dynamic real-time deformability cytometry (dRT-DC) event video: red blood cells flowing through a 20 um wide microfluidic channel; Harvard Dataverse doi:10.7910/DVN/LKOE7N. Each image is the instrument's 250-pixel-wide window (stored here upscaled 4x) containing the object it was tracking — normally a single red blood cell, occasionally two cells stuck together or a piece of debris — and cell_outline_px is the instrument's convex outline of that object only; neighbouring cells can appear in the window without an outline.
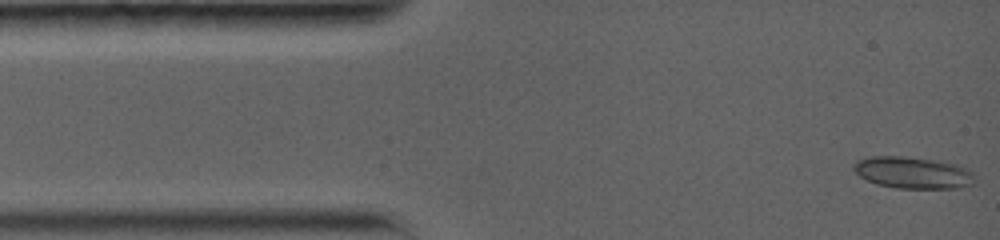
{"species": "common noctule bat (a hibernating species)", "species_latin": "Nyctalus noctula", "temperature_condition": "warm", "stored_images_in_passage": 71, "camera_frame_rate_fps": 5000, "um_per_image_px": 0.085, "animal": {"sex": "female", "body_mass_g": 19.0, "forearm_length_mm": 56.7}, "frame": {"image": 1, "passage_image": 1, "time_ms": 0.0, "image_size_px": [1000, 240], "cell_outline_px": [[972, 184], [960, 188], [896, 188], [876, 184], [860, 176], [852, 168], [852, 164], [856, 160], [868, 156], [900, 156], [940, 160], [956, 164], [968, 168], [972, 172]], "centroid_in_image_um": [77.56, 14.66], "position_along_channel_um": 7.4, "area_um2": 22.54}}
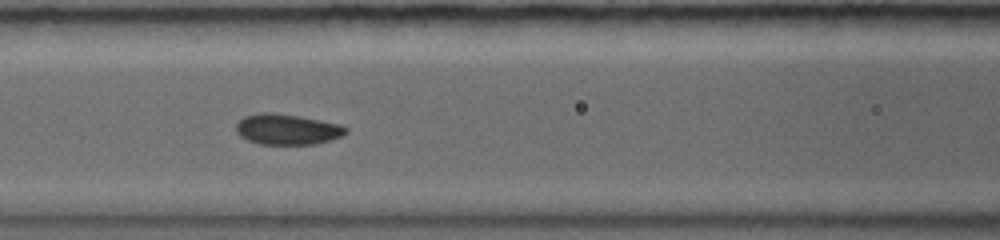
{"frame": {"image": 2, "passage_image": 28, "time_ms": 5.4, "image_size_px": [1000, 240], "cell_outline_px": [[348, 132], [340, 136], [328, 140], [312, 144], [260, 144], [248, 140], [240, 136], [236, 132], [236, 124], [244, 116], [260, 112], [268, 112], [300, 116], [340, 124], [348, 128]], "centroid_in_image_um": [24.39, 10.98], "position_along_channel_um": 142.2, "area_um2": 19.48}}
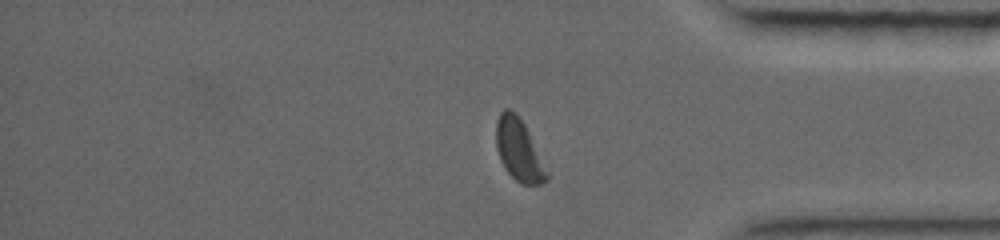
{"frame": {"image": 3, "passage_image": 62, "time_ms": 12.2, "image_size_px": [1000, 240], "cell_outline_px": [[548, 180], [540, 184], [520, 184], [504, 168], [500, 160], [496, 148], [496, 120], [500, 112], [504, 108], [508, 108], [524, 124], [548, 172]], "centroid_in_image_um": [44.07, 12.78], "position_along_channel_um": 391.1, "area_um2": 17.92}, "authors_computed_cell_mechanics": {"area_um2": 19.8254, "velocity_mm_per_s": 3.8354, "shape_relaxation_time_tau1_ms": 3.5758, "shape_relaxation_time_tau2_ms": 2.3749, "deformation_change_tau1": 0.115, "deformation_change_tau2": 0.0405}}